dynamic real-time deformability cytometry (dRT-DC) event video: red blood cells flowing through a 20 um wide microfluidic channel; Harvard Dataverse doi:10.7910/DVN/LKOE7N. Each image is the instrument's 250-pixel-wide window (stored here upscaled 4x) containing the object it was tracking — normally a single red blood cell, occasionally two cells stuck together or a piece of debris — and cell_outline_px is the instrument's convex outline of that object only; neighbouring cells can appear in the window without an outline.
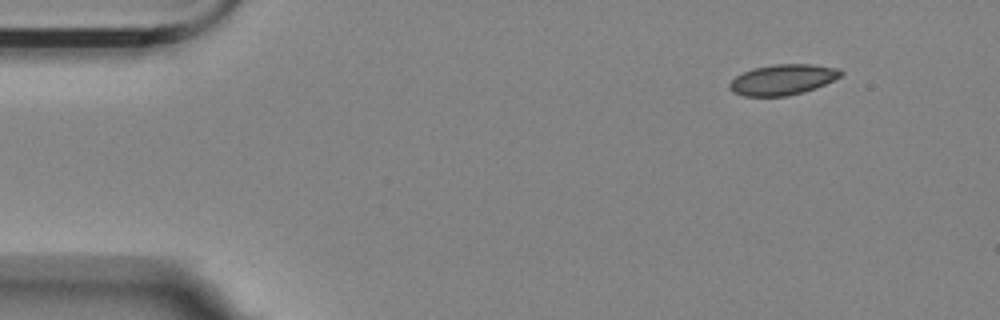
{"species": "Egyptian fruit bat (a non-hibernating species)", "species_latin": "Rousettus aegyptiacus", "temperature_condition": "room temperature", "stored_images_in_passage": 4, "camera_frame_rate_fps": 3000, "um_per_image_px": 0.085, "animal": {"sex": "female"}, "frame": {"image": 1, "passage_image": 1, "time_ms": 0.0, "image_size_px": [1000, 320], "cell_outline_px": [[844, 72], [840, 76], [816, 88], [804, 92], [784, 96], [744, 96], [732, 92], [728, 88], [728, 84], [736, 76], [752, 68], [772, 64], [812, 64], [840, 68]], "centroid_in_image_um": [66.51, 6.76], "position_along_channel_um": 18.5, "area_um2": 19.88}}
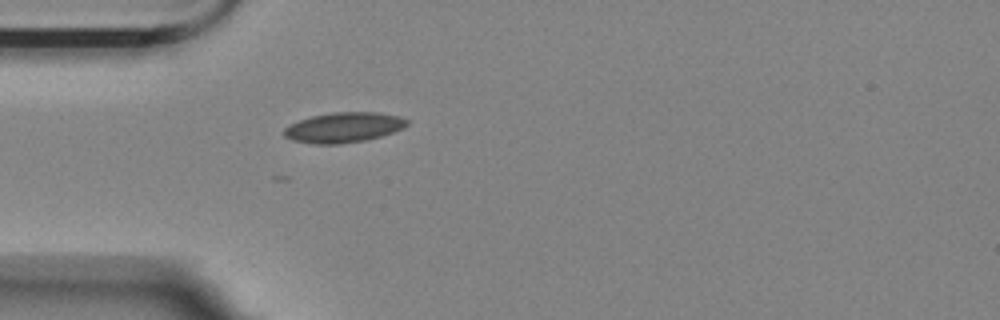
{"frame": {"image": 2, "passage_image": 4, "time_ms": 1.0, "image_size_px": [1000, 320], "cell_outline_px": [[408, 124], [404, 128], [380, 136], [364, 140], [340, 144], [312, 144], [292, 140], [284, 136], [284, 128], [300, 120], [312, 116], [332, 112], [376, 112], [400, 116], [408, 120]], "centroid_in_image_um": [29.22, 10.83], "position_along_channel_um": 55.8, "area_um2": 21.5}}